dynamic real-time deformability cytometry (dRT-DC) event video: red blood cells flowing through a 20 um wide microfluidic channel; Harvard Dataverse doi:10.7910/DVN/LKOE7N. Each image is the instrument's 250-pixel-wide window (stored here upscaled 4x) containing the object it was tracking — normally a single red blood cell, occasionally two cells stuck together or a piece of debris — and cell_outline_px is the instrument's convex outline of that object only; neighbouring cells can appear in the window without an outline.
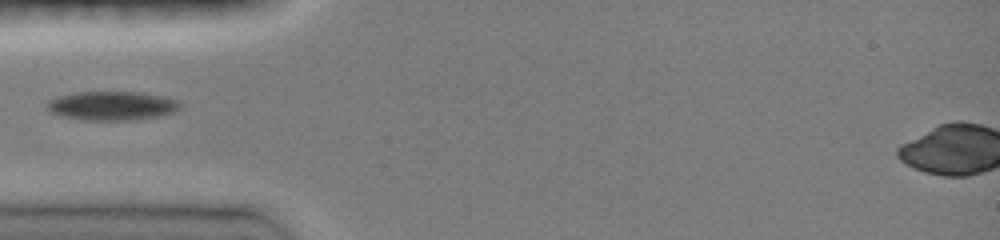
{"species": "common noctule bat (a hibernating species)", "species_latin": "Nyctalus noctula", "temperature_condition": "room temperature", "stored_images_in_passage": 7, "camera_frame_rate_fps": 3000, "um_per_image_px": 0.085, "animal": {"sex": "female", "body_mass_g": 19.0, "forearm_length_mm": 51.5}, "frame": {"image": 1, "passage_image": 1, "time_ms": 0.0, "image_size_px": [1000, 240], "cell_outline_px": [[180, 108], [176, 112], [136, 120], [84, 120], [60, 116], [48, 112], [44, 104], [48, 100], [56, 96], [72, 92], [140, 92], [160, 96], [176, 100], [180, 104]], "centroid_in_image_um": [9.42, 8.99], "position_along_channel_um": 75.6, "area_um2": 22.72}}